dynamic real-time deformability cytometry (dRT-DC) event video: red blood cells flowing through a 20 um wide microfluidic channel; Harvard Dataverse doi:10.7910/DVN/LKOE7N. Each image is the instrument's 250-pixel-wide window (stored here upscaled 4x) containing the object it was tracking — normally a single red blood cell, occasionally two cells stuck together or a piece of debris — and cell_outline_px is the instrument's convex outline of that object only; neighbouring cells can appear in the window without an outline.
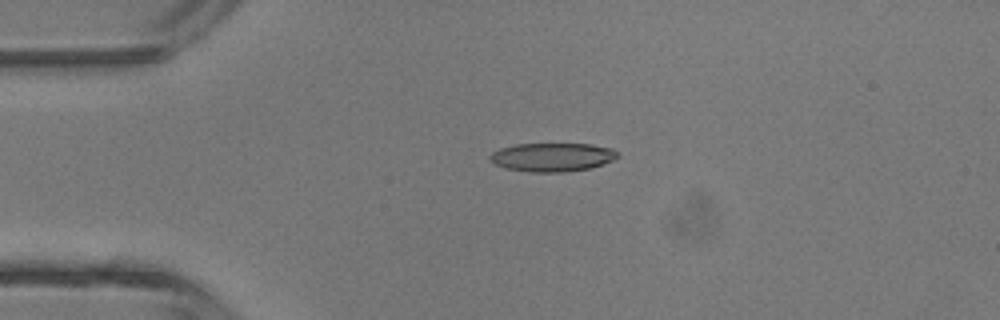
{"species": "common noctule bat (a hibernating species)", "species_latin": "Nyctalus noctula", "temperature_condition": "room temperature", "stored_images_in_passage": 4, "camera_frame_rate_fps": 3000, "um_per_image_px": 0.085, "animal": {"sex": "male", "body_mass_g": 13.3}, "frame": {"image": 1, "passage_image": 2, "time_ms": 1.0, "image_size_px": [1000, 320], "cell_outline_px": [[620, 156], [604, 164], [588, 168], [564, 172], [532, 172], [504, 168], [488, 160], [488, 156], [492, 152], [500, 148], [516, 144], [592, 144], [612, 148]], "centroid_in_image_um": [46.92, 13.35], "position_along_channel_um": 38.1, "area_um2": 21.33}}
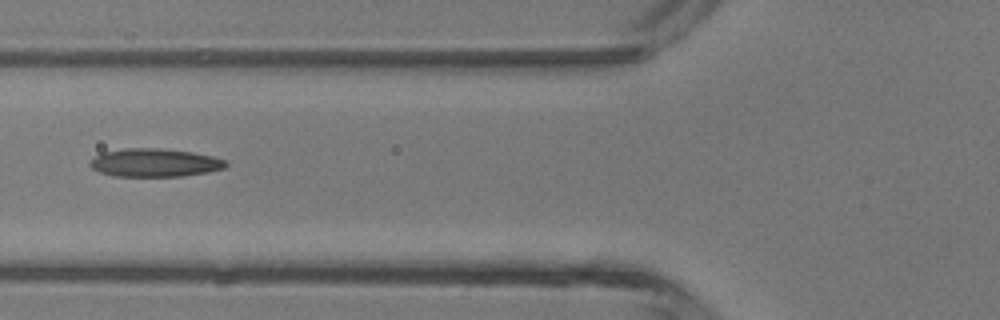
{"frame": {"image": 2, "passage_image": 4, "time_ms": 3.333, "image_size_px": [1000, 320], "cell_outline_px": [[228, 164], [224, 168], [208, 172], [184, 176], [112, 176], [100, 172], [92, 168], [88, 164], [100, 152], [124, 148], [160, 148], [192, 152], [212, 156], [224, 160]], "centroid_in_image_um": [13.12, 13.82], "position_along_channel_um": 112.7, "area_um2": 22.37}}